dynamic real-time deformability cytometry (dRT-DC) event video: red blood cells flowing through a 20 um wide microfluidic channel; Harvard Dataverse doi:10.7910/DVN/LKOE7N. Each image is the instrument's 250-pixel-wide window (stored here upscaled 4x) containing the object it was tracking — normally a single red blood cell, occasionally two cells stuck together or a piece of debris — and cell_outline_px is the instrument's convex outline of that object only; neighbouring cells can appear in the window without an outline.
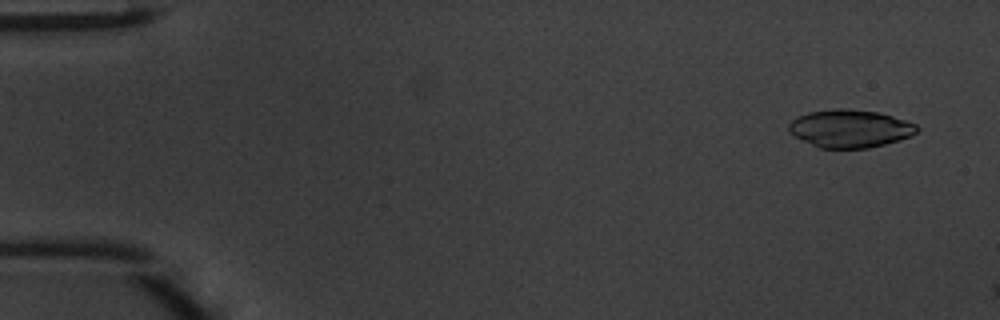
{"species": "common noctule bat (a hibernating species)", "species_latin": "Nyctalus noctula", "temperature_condition": "warm", "stored_images_in_passage": 7, "camera_frame_rate_fps": 3000, "um_per_image_px": 0.085, "animal": {"sex": "male", "body_mass_g": 20.1, "forearm_length_mm": 53.5}, "frame": {"image": 1, "passage_image": 2, "time_ms": 0.333, "image_size_px": [1000, 320], "cell_outline_px": [[920, 128], [912, 136], [900, 140], [868, 148], [820, 148], [796, 136], [788, 128], [788, 124], [792, 120], [808, 112], [836, 108], [848, 108], [880, 112], [916, 124]], "centroid_in_image_um": [72.29, 10.91], "position_along_channel_um": 12.7, "area_um2": 28.15}}